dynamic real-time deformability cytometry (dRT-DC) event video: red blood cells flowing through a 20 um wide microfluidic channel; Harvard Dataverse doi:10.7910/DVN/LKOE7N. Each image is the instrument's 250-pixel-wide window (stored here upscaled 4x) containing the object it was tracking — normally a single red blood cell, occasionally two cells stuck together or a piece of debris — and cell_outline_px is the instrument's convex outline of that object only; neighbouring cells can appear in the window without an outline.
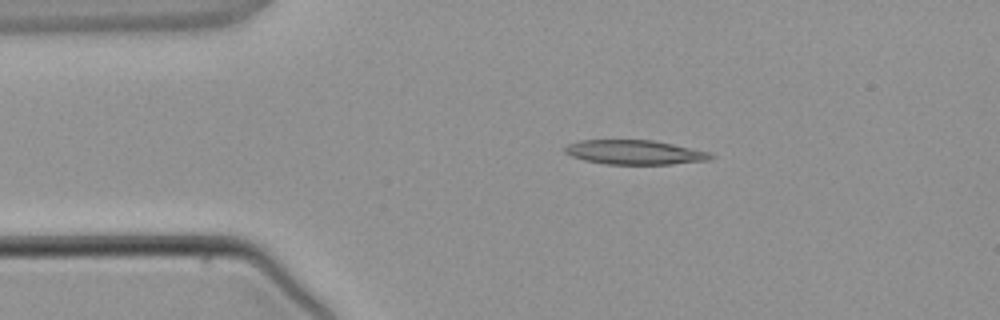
{"species": "common noctule bat (a hibernating species)", "species_latin": "Nyctalus noctula", "temperature_condition": "warm", "stored_images_in_passage": 3, "camera_frame_rate_fps": 3000, "um_per_image_px": 0.085, "animal": {"sex": "male", "body_mass_g": 21.5, "forearm_length_mm": 52.0}, "frame": {"image": 1, "passage_image": 1, "time_ms": 0.0, "image_size_px": [1000, 320], "cell_outline_px": [[716, 156], [712, 160], [672, 164], [608, 164], [584, 160], [572, 156], [564, 152], [564, 148], [568, 144], [580, 140], [652, 140], [712, 152]], "centroid_in_image_um": [54.01, 12.95], "position_along_channel_um": 31.0, "area_um2": 20.81}}